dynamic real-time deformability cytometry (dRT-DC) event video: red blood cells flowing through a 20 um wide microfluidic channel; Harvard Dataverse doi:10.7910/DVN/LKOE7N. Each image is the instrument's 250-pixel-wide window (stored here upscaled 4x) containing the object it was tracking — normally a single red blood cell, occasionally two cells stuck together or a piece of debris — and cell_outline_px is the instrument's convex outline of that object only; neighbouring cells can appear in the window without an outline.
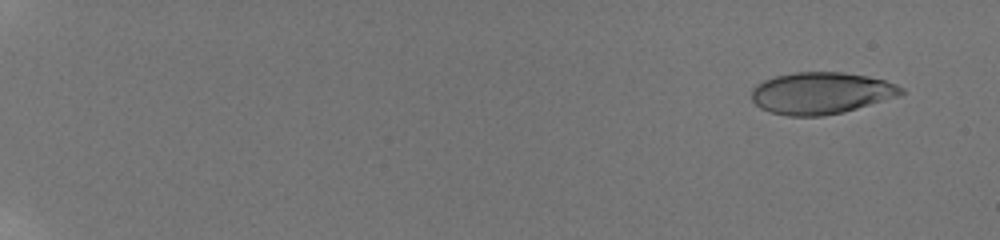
{"species": "human", "species_latin": "Homo sapiens", "temperature_condition": "room temperature", "stored_images_in_passage": 17, "camera_frame_rate_fps": 3000, "um_per_image_px": 0.085, "donor": {"sex": "male"}, "frame": {"image": 1, "passage_image": 3, "time_ms": 1.333, "image_size_px": [1000, 240], "cell_outline_px": [[904, 92], [896, 96], [844, 112], [824, 116], [788, 116], [768, 112], [760, 108], [752, 100], [752, 88], [756, 84], [764, 80], [776, 76], [792, 72], [844, 72], [868, 76], [884, 80], [896, 84], [904, 88]], "centroid_in_image_um": [69.75, 7.91], "position_along_channel_um": 15.2, "area_um2": 36.47}}
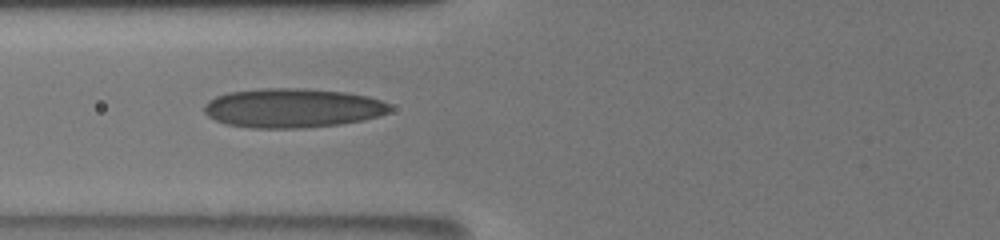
{"frame": {"image": 2, "passage_image": 15, "time_ms": 9.0, "image_size_px": [1000, 240], "cell_outline_px": [[392, 108], [388, 112], [376, 116], [360, 120], [340, 124], [300, 128], [252, 128], [228, 124], [216, 120], [208, 116], [204, 112], [204, 104], [208, 100], [216, 96], [228, 92], [264, 88], [300, 88], [344, 92], [368, 96], [380, 100], [388, 104]], "centroid_in_image_um": [24.82, 9.18], "position_along_channel_um": 101.0, "area_um2": 42.25}}